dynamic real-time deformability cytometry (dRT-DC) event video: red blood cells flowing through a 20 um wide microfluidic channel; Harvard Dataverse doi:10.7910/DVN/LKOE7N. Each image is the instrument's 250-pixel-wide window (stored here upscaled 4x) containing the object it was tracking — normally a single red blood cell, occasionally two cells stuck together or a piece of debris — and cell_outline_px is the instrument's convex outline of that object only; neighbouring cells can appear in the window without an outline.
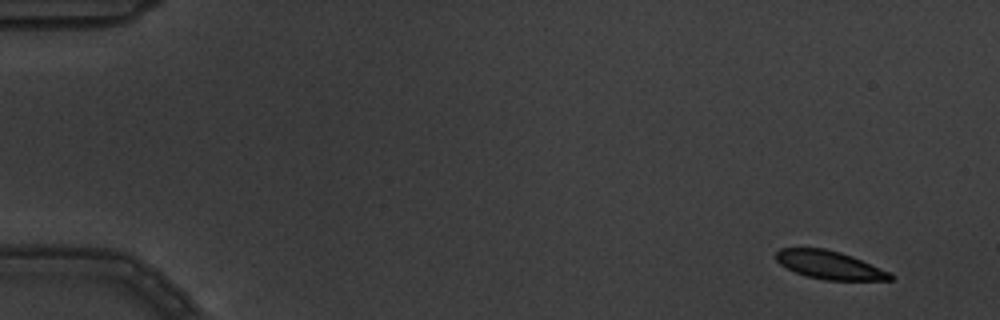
{"species": "common noctule bat (a hibernating species)", "species_latin": "Nyctalus noctula", "temperature_condition": "warm", "stored_images_in_passage": 5, "camera_frame_rate_fps": 3000, "um_per_image_px": 0.085, "animal": {"sex": "male", "body_mass_g": 19.5, "forearm_length_mm": 54.6}, "frame": {"image": 1, "passage_image": 2, "time_ms": 0.333, "image_size_px": [1000, 320], "cell_outline_px": [[896, 276], [892, 280], [824, 280], [808, 276], [796, 272], [780, 264], [776, 260], [776, 252], [780, 248], [824, 248], [840, 252], [852, 256], [892, 272]], "centroid_in_image_um": [70.57, 22.53], "position_along_channel_um": 14.4, "area_um2": 18.84}}
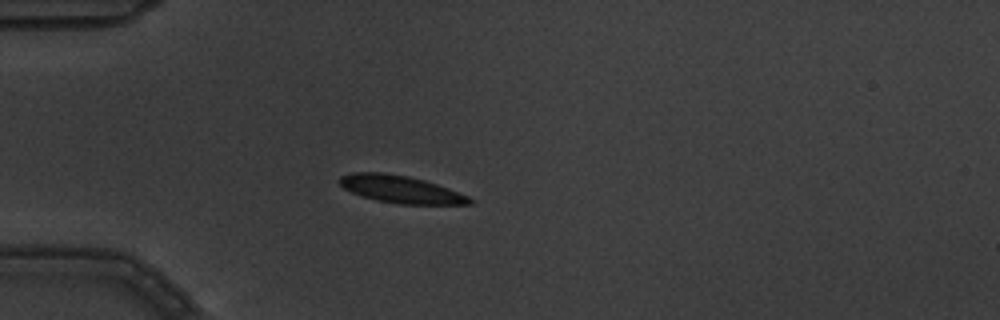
{"frame": {"image": 2, "passage_image": 5, "time_ms": 1.333, "image_size_px": [1000, 320], "cell_outline_px": [[476, 200], [472, 204], [400, 204], [376, 200], [360, 196], [344, 188], [336, 180], [340, 176], [352, 172], [380, 172], [408, 176], [424, 180], [448, 188], [468, 196]], "centroid_in_image_um": [34.04, 16.09], "position_along_channel_um": 51.0, "area_um2": 20.81}}